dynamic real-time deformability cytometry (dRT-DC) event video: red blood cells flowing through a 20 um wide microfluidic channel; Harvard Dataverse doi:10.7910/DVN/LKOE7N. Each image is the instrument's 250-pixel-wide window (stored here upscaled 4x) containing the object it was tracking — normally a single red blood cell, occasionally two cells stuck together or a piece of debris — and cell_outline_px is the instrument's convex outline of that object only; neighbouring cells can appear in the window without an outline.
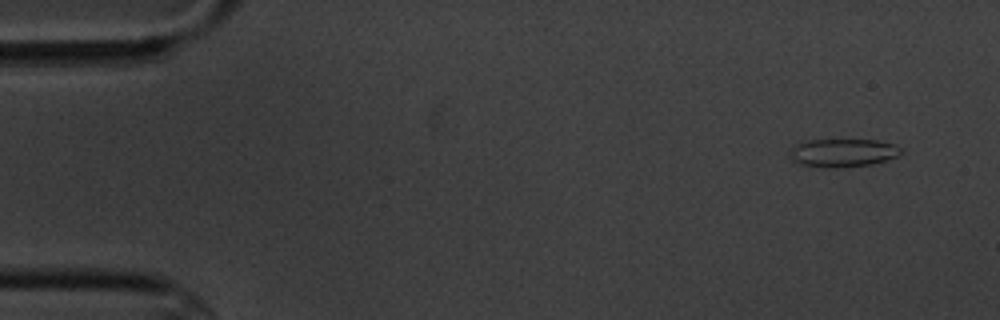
{"species": "common noctule bat (a hibernating species)", "species_latin": "Nyctalus noctula", "temperature_condition": "cold", "stored_images_in_passage": 5, "camera_frame_rate_fps": 3000, "um_per_image_px": 0.085, "animal": {"sex": "male", "body_mass_g": 20.1, "forearm_length_mm": 53.5}, "frame": {"image": 1, "passage_image": 1, "time_ms": 0.0, "image_size_px": [1000, 320], "cell_outline_px": [[904, 152], [896, 156], [872, 164], [840, 168], [820, 168], [800, 164], [792, 160], [788, 156], [792, 148], [796, 144], [808, 140], [876, 140], [896, 144]], "centroid_in_image_um": [71.62, 13.0], "position_along_channel_um": 13.4, "area_um2": 18.44}}
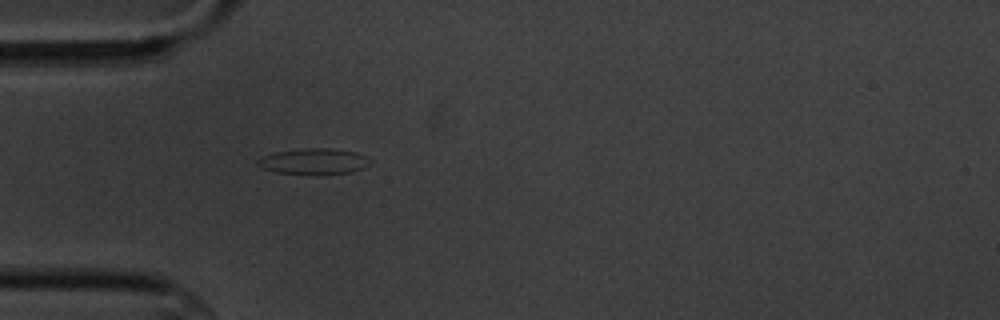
{"frame": {"image": 2, "passage_image": 5, "time_ms": 4.333, "image_size_px": [1000, 320], "cell_outline_px": [[372, 160], [364, 168], [352, 172], [276, 172], [260, 168], [256, 164], [256, 160], [264, 156], [276, 152], [304, 148], [332, 148], [356, 152]], "centroid_in_image_um": [26.66, 13.67], "position_along_channel_um": 58.3, "area_um2": 16.3}}